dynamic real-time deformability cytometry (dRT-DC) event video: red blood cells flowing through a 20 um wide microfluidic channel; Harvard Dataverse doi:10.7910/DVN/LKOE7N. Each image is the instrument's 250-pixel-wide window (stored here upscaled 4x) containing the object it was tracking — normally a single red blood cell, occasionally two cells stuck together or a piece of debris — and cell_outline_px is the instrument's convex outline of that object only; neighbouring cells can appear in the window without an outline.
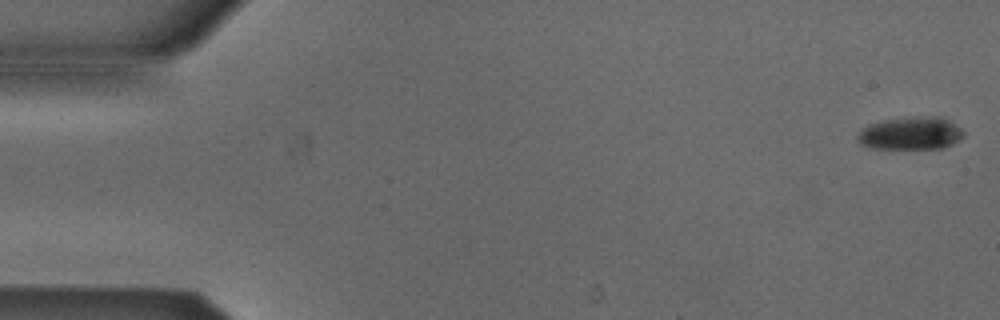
{"species": "Egyptian fruit bat (a non-hibernating species)", "species_latin": "Rousettus aegyptiacus", "temperature_condition": "cold", "stored_images_in_passage": 53, "camera_frame_rate_fps": 3000, "um_per_image_px": 0.085, "animal": {"sex": "male"}, "frame": {"image": 1, "passage_image": 1, "time_ms": 0.0, "image_size_px": [1000, 320], "cell_outline_px": [[964, 136], [960, 140], [944, 148], [876, 148], [860, 144], [856, 136], [868, 124], [884, 120], [932, 116], [940, 116], [948, 120], [960, 128], [964, 132]], "centroid_in_image_um": [77.44, 11.34], "position_along_channel_um": 7.6, "area_um2": 19.94}}
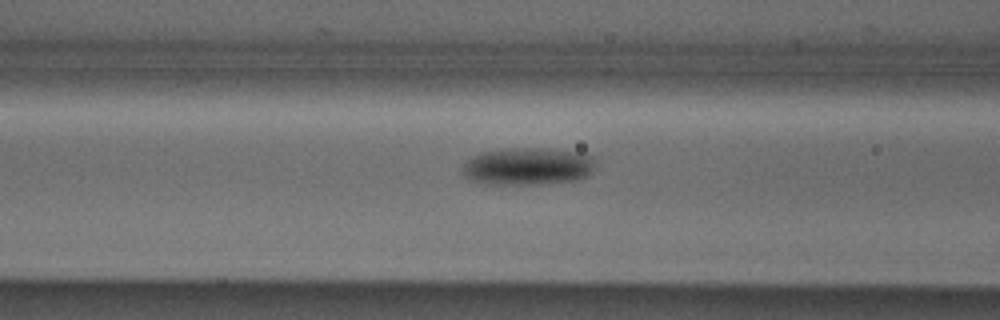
{"frame": {"image": 2, "passage_image": 21, "time_ms": 6.667, "image_size_px": [1000, 320], "cell_outline_px": [[592, 168], [588, 176], [576, 180], [536, 184], [484, 184], [472, 180], [464, 176], [464, 164], [472, 156], [480, 152], [508, 148], [548, 148], [584, 152], [592, 156]], "centroid_in_image_um": [44.86, 14.12], "position_along_channel_um": 121.7, "area_um2": 29.02}}
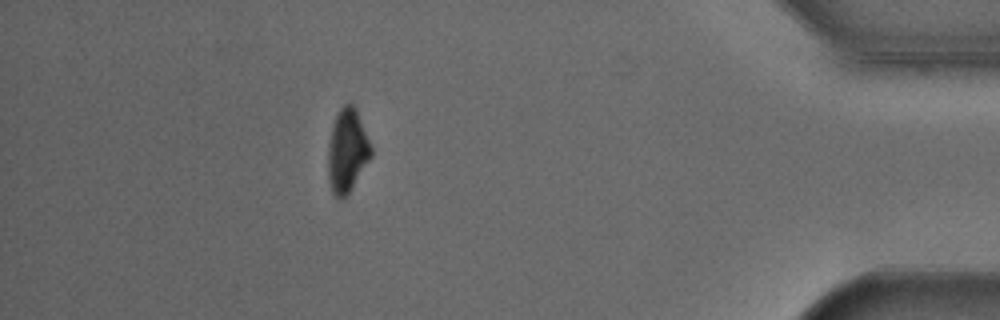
{"frame": {"image": 3, "passage_image": 47, "time_ms": 15.333, "image_size_px": [1000, 320], "cell_outline_px": [[372, 156], [348, 192], [340, 200], [332, 192], [328, 180], [328, 144], [332, 128], [336, 116], [340, 108], [348, 100], [352, 100], [356, 108], [372, 148]], "centroid_in_image_um": [29.51, 12.76], "position_along_channel_um": 405.7, "area_um2": 20.81}, "authors_computed_cell_mechanics": {"area_um2": 23.6402, "velocity_mm_per_s": 3.8727, "shape_relaxation_time_tau1_ms": 2.1403, "shape_relaxation_time_tau2_ms": null, "deformation_change_tau1": 0.0796, "deformation_change_tau2": null}}